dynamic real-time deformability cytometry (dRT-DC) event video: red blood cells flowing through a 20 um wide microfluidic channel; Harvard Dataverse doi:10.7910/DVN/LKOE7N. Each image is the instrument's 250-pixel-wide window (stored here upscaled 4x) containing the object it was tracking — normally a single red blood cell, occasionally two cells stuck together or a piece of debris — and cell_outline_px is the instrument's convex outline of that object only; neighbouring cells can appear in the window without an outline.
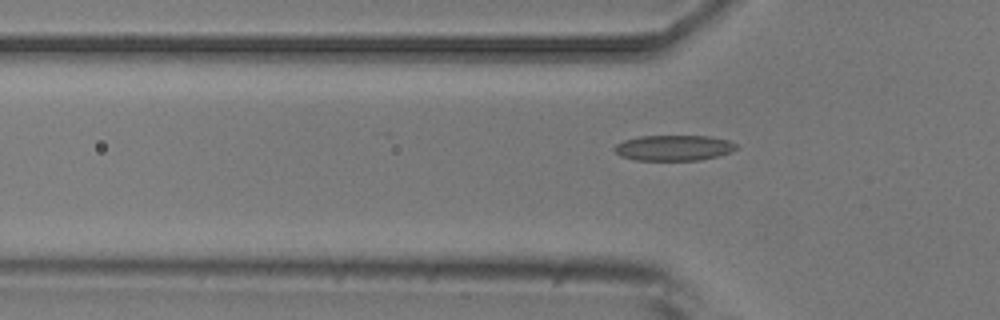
{"species": "common noctule bat (a hibernating species)", "species_latin": "Nyctalus noctula", "temperature_condition": "room temperature", "stored_images_in_passage": 3, "segment_of_instrument_passage": [2, 2], "camera_frame_rate_fps": 3000, "um_per_image_px": 0.085, "animal": {"sex": "male", "body_mass_g": 20.5, "forearm_length_mm": 52.5}, "frame": {"image": 1, "passage_image": 3, "time_ms": 2.333, "image_size_px": [1000, 320], "cell_outline_px": [[736, 148], [728, 152], [716, 156], [700, 160], [636, 160], [620, 156], [612, 148], [616, 144], [624, 140], [640, 136], [712, 136], [728, 140], [736, 144]], "centroid_in_image_um": [57.22, 12.56], "position_along_channel_um": 68.6, "area_um2": 18.03}}